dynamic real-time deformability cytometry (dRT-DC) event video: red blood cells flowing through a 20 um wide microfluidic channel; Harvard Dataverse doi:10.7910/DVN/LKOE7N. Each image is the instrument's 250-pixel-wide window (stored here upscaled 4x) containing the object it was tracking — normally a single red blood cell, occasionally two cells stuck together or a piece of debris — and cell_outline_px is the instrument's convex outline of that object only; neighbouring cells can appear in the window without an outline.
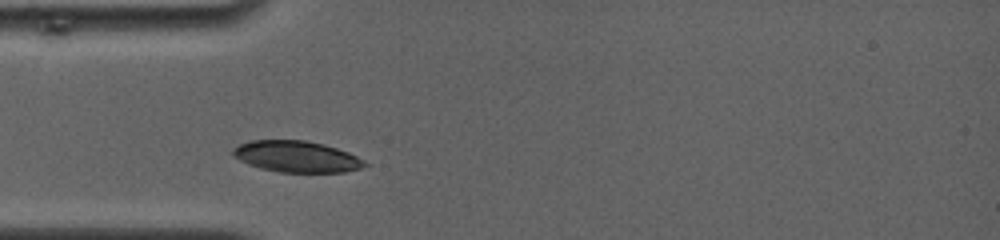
{"species": "common noctule bat (a hibernating species)", "species_latin": "Nyctalus noctula", "temperature_condition": "room temperature", "stored_images_in_passage": 22, "camera_frame_rate_fps": 4000, "um_per_image_px": 0.085, "animal": {"sex": "female", "body_mass_g": 19.0, "forearm_length_mm": 56.7}, "frame": {"image": 1, "passage_image": 1, "time_ms": 0.0, "image_size_px": [1000, 240], "cell_outline_px": [[368, 164], [360, 168], [344, 172], [280, 172], [260, 168], [248, 164], [232, 156], [232, 148], [240, 144], [252, 140], [304, 140], [324, 144], [348, 152], [364, 160]], "centroid_in_image_um": [25.18, 13.31], "position_along_channel_um": 59.8, "area_um2": 23.99}}
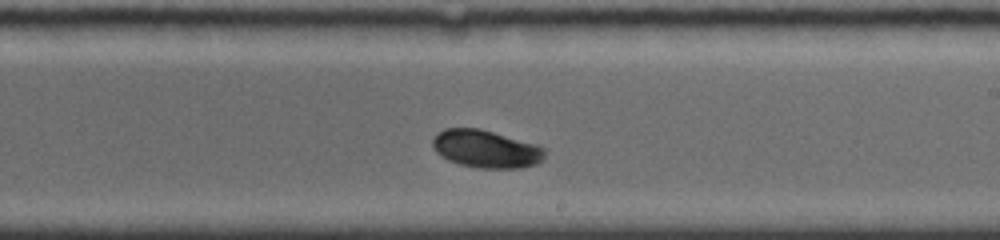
{"frame": {"image": 2, "passage_image": 13, "time_ms": 5.0, "image_size_px": [1000, 240], "cell_outline_px": [[544, 156], [536, 164], [520, 168], [476, 168], [460, 164], [448, 160], [436, 152], [432, 148], [432, 140], [436, 132], [444, 128], [480, 128], [536, 144], [544, 148]], "centroid_in_image_um": [41.26, 12.65], "position_along_channel_um": 247.7, "area_um2": 24.74}}
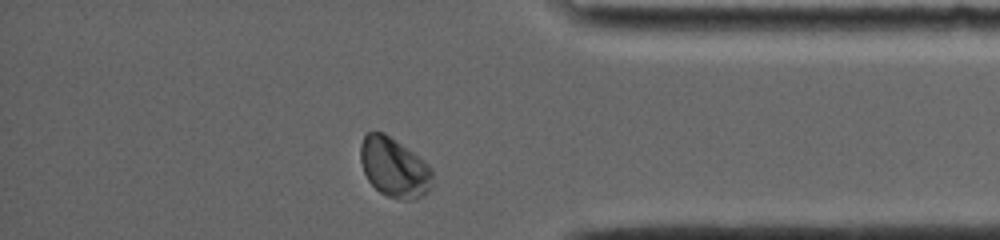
{"frame": {"image": 3, "passage_image": 22, "time_ms": 9.25, "image_size_px": [1000, 240], "cell_outline_px": [[432, 184], [424, 196], [416, 200], [400, 200], [388, 196], [380, 192], [368, 180], [364, 172], [360, 160], [360, 144], [364, 136], [368, 132], [384, 132], [412, 152], [428, 164], [432, 168]], "centroid_in_image_um": [33.5, 14.26], "position_along_channel_um": 401.7, "area_um2": 24.97}, "authors_computed_cell_mechanics": {"area_um2": 24.6228, "velocity_mm_per_s": 3.7761, "shape_relaxation_time_tau1_ms": 1.4961, "shape_relaxation_time_tau2_ms": null, "deformation_change_tau1": 0.0577, "deformation_change_tau2": null}}